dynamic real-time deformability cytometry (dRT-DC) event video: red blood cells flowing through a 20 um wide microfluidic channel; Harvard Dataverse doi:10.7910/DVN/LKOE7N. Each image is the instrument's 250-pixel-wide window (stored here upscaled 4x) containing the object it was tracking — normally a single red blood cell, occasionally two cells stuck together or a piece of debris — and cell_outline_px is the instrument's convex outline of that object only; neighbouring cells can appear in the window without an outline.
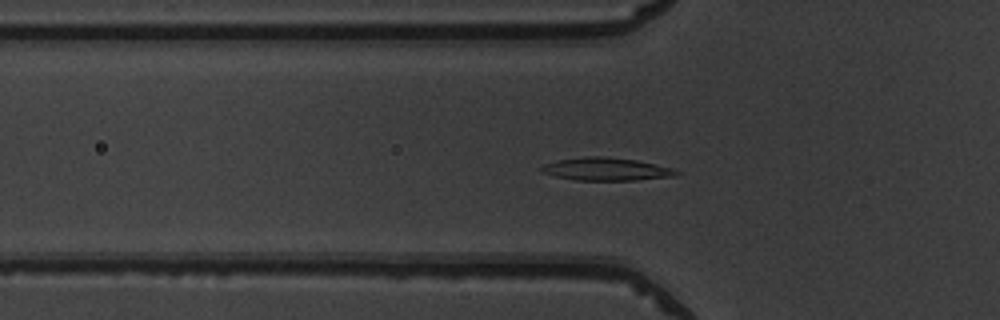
{"species": "common noctule bat (a hibernating species)", "species_latin": "Nyctalus noctula", "temperature_condition": "warm", "stored_images_in_passage": 41, "segment_of_instrument_passage": [1, 2], "camera_frame_rate_fps": 3000, "um_per_image_px": 0.085, "animal": {"sex": "male", "body_mass_g": 19.5, "forearm_length_mm": 54.6}, "frame": {"image": 1, "passage_image": 6, "time_ms": 1.667, "image_size_px": [1000, 320], "cell_outline_px": [[680, 172], [676, 176], [636, 180], [576, 180], [556, 176], [540, 172], [540, 168], [544, 164], [556, 160], [584, 156], [604, 156], [636, 160], [672, 168]], "centroid_in_image_um": [51.5, 14.37], "position_along_channel_um": 74.3, "area_um2": 17.98}}
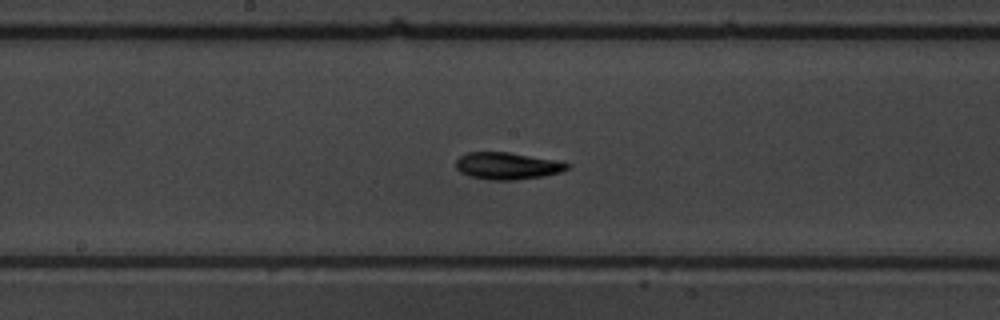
{"frame": {"image": 2, "passage_image": 16, "time_ms": 5.0, "image_size_px": [1000, 320], "cell_outline_px": [[572, 164], [568, 168], [560, 172], [544, 176], [516, 180], [488, 180], [468, 176], [460, 172], [456, 168], [456, 160], [460, 156], [468, 152], [508, 152], [564, 160]], "centroid_in_image_um": [43.18, 14.09], "position_along_channel_um": 205.0, "area_um2": 17.98}}
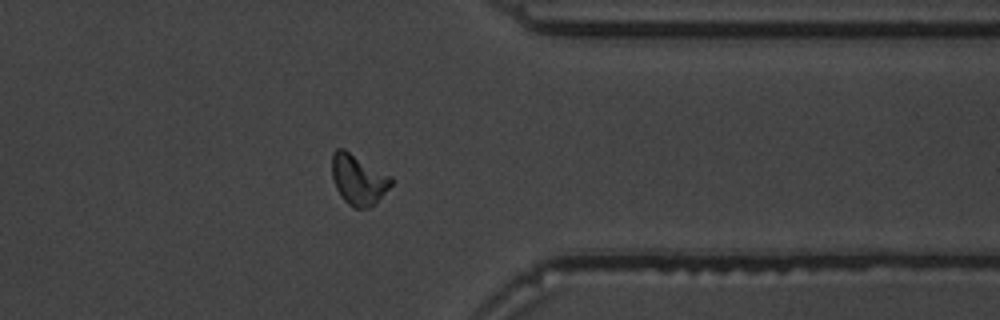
{"frame": {"image": 3, "passage_image": 30, "time_ms": 9.667, "image_size_px": [1000, 320], "cell_outline_px": [[392, 184], [368, 208], [352, 208], [340, 196], [336, 188], [332, 176], [332, 152], [336, 148], [344, 148], [392, 176]], "centroid_in_image_um": [30.42, 15.23], "position_along_channel_um": 381.0, "area_um2": 17.28}}